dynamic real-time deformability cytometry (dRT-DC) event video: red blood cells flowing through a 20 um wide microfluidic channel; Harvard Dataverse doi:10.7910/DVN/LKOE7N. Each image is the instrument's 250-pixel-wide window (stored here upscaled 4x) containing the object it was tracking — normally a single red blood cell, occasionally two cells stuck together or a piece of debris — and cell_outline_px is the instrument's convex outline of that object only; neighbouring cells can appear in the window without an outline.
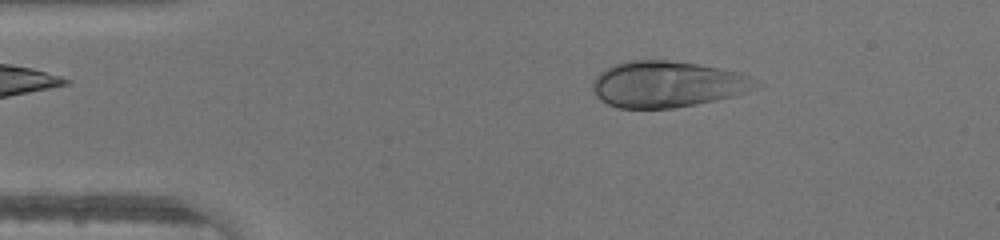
{"species": "human", "species_latin": "Homo sapiens", "temperature_condition": "warm", "stored_images_in_passage": 46, "camera_frame_rate_fps": 3000, "um_per_image_px": 0.085, "donor": {"sex": "male"}, "frame": {"image": 1, "passage_image": 8, "time_ms": 2.333, "image_size_px": [1000, 240], "cell_outline_px": [[764, 84], [748, 92], [716, 100], [696, 104], [672, 108], [616, 108], [600, 100], [596, 96], [592, 88], [592, 84], [596, 76], [600, 72], [612, 64], [624, 60], [668, 60], [696, 64], [720, 68], [740, 72]], "centroid_in_image_um": [56.72, 7.15], "position_along_channel_um": 28.3, "area_um2": 44.27}}
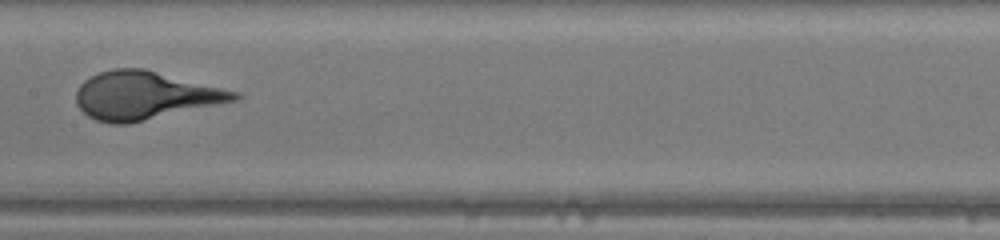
{"frame": {"image": 2, "passage_image": 23, "time_ms": 7.333, "image_size_px": [1000, 240], "cell_outline_px": [[244, 96], [236, 100], [128, 124], [112, 124], [96, 120], [88, 116], [76, 104], [76, 92], [80, 84], [84, 80], [100, 72], [112, 68], [144, 68], [240, 92]], "centroid_in_image_um": [12.31, 8.11], "position_along_channel_um": 195.1, "area_um2": 44.16}}
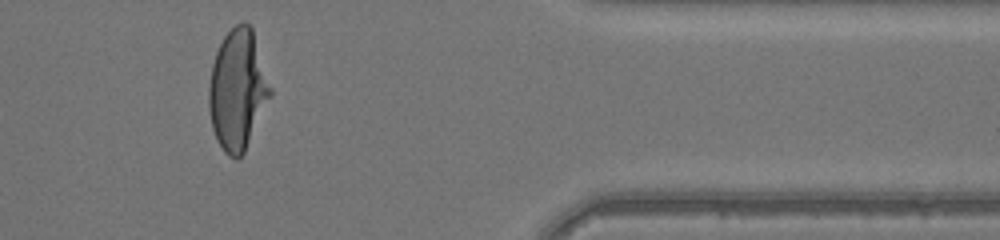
{"frame": {"image": 3, "passage_image": 38, "time_ms": 12.333, "image_size_px": [1000, 240], "cell_outline_px": [[272, 96], [244, 152], [236, 160], [228, 156], [224, 152], [212, 128], [208, 108], [208, 84], [212, 64], [216, 52], [224, 36], [236, 24], [244, 20], [252, 28], [272, 88]], "centroid_in_image_um": [20.2, 7.63], "position_along_channel_um": 391.2, "area_um2": 43.23}}